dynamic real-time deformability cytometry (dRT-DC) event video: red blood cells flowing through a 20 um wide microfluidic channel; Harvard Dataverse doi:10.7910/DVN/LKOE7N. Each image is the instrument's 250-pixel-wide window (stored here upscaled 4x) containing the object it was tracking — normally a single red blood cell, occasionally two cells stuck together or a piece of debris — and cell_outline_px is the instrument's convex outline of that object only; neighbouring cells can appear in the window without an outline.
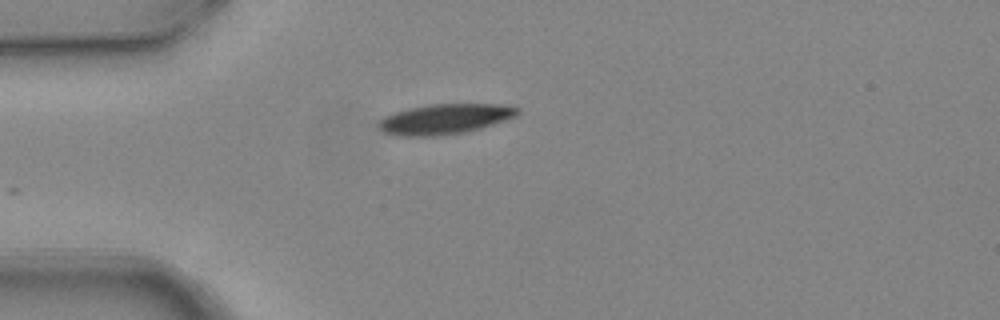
{"species": "common noctule bat (a hibernating species)", "species_latin": "Nyctalus noctula", "temperature_condition": "warm", "stored_images_in_passage": 2, "camera_frame_rate_fps": 3000, "um_per_image_px": 0.085, "animal": {"sex": "female", "body_mass_g": 24.6, "forearm_length_mm": 56.2}, "frame": {"image": 1, "passage_image": 1, "time_ms": 0.0, "image_size_px": [1000, 320], "cell_outline_px": [[520, 112], [516, 116], [480, 128], [464, 132], [440, 136], [396, 136], [384, 132], [376, 124], [384, 116], [392, 112], [408, 108], [432, 104], [508, 104], [520, 108]], "centroid_in_image_um": [37.79, 10.11], "position_along_channel_um": 47.2, "area_um2": 24.62}}